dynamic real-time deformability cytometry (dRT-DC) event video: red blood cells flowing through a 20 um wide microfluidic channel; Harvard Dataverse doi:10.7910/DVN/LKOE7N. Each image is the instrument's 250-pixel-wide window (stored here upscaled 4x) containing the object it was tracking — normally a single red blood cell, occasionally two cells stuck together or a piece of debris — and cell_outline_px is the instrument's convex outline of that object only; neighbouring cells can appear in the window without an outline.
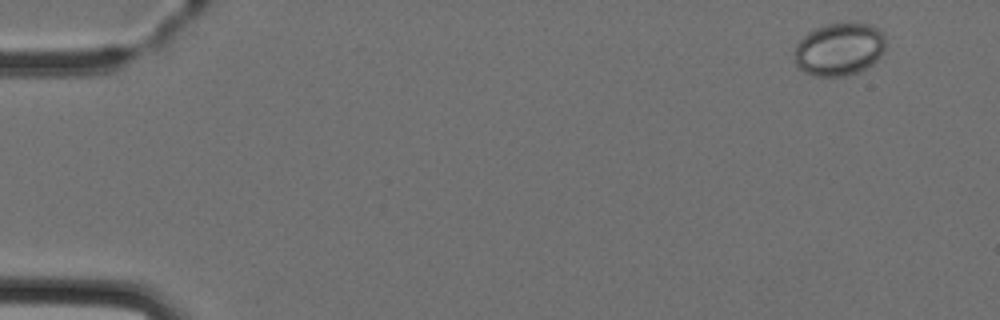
{"species": "Egyptian fruit bat (a non-hibernating species)", "species_latin": "Rousettus aegyptiacus", "temperature_condition": "cold", "stored_images_in_passage": 6, "camera_frame_rate_fps": 3000, "um_per_image_px": 0.085, "animal": {"sex": "female"}, "frame": {"image": 1, "passage_image": 1, "time_ms": 0.0, "image_size_px": [1000, 320], "cell_outline_px": [[884, 52], [872, 64], [856, 72], [844, 76], [816, 76], [804, 72], [796, 68], [796, 44], [808, 32], [816, 28], [828, 24], [868, 24], [876, 28], [884, 36]], "centroid_in_image_um": [71.31, 4.2], "position_along_channel_um": 13.7, "area_um2": 27.57}}
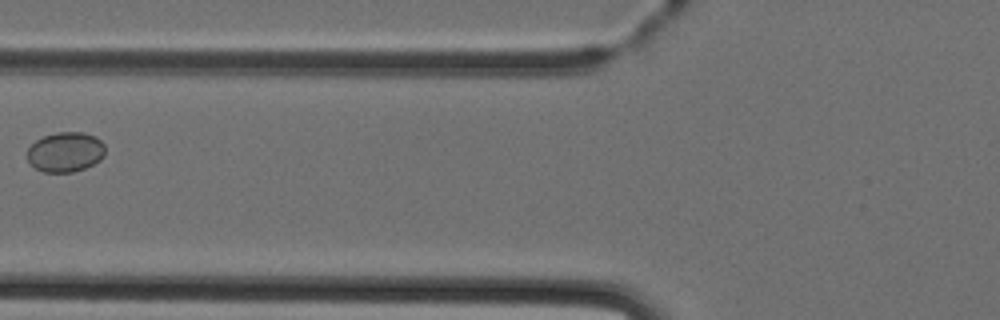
{"frame": {"image": 2, "passage_image": 6, "time_ms": 5.667, "image_size_px": [1000, 320], "cell_outline_px": [[104, 156], [100, 160], [84, 168], [72, 172], [44, 172], [36, 168], [28, 160], [28, 148], [36, 140], [44, 136], [56, 132], [84, 132], [96, 136], [104, 144]], "centroid_in_image_um": [5.57, 12.9], "position_along_channel_um": 120.2, "area_um2": 18.03}}